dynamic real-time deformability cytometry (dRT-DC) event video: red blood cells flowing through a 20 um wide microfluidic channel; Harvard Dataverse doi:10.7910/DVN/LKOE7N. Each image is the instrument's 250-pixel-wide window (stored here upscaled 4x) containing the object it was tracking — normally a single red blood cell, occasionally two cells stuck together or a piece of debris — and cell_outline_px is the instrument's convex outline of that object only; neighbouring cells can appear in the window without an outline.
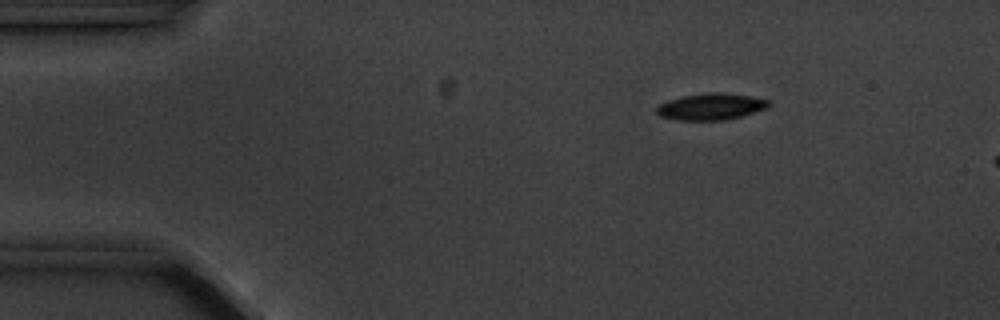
{"species": "common noctule bat (a hibernating species)", "species_latin": "Nyctalus noctula", "temperature_condition": "cold", "stored_images_in_passage": 3, "camera_frame_rate_fps": 3000, "um_per_image_px": 0.085, "animal": {"sex": "male", "body_mass_g": 20.1, "forearm_length_mm": 53.5}, "frame": {"image": 1, "passage_image": 1, "time_ms": 0.0, "image_size_px": [1000, 320], "cell_outline_px": [[772, 104], [768, 108], [740, 116], [724, 120], [676, 120], [660, 116], [656, 112], [656, 108], [660, 104], [668, 100], [684, 96], [708, 92], [720, 92], [748, 96], [768, 100]], "centroid_in_image_um": [60.42, 9.06], "position_along_channel_um": 24.6, "area_um2": 17.22}}